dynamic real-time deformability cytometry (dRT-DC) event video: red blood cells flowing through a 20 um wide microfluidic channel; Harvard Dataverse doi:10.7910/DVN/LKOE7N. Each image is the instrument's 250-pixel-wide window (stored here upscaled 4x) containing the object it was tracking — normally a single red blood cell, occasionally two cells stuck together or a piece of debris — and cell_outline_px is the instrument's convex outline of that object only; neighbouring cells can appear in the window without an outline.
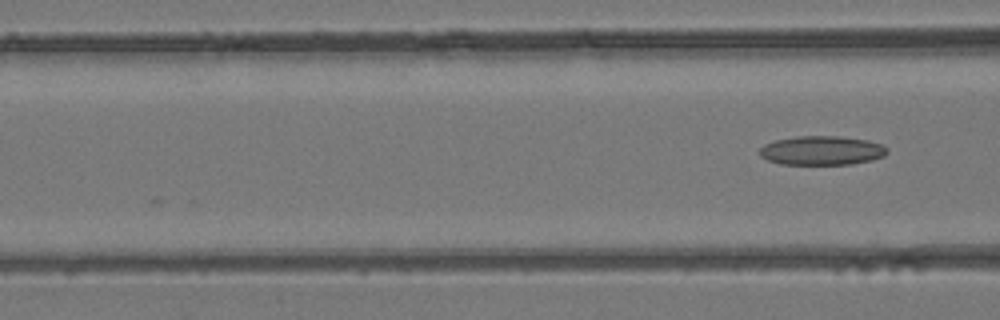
{"species": "common noctule bat (a hibernating species)", "species_latin": "Nyctalus noctula", "temperature_condition": "room temperature", "stored_images_in_passage": 3, "camera_frame_rate_fps": 3000, "um_per_image_px": 0.085, "animal": {"sex": "female", "body_mass_g": 24.6, "forearm_length_mm": 56.2}, "frame": {"image": 1, "passage_image": 3, "time_ms": 2.333, "image_size_px": [1000, 320], "cell_outline_px": [[888, 152], [884, 156], [872, 160], [852, 164], [780, 164], [768, 160], [760, 156], [760, 148], [764, 144], [776, 140], [796, 136], [840, 136], [868, 140], [880, 144], [888, 148]], "centroid_in_image_um": [69.86, 12.79], "position_along_channel_um": 96.7, "area_um2": 21.68}}